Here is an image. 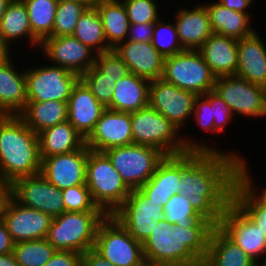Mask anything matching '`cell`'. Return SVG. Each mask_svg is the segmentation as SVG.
I'll return each instance as SVG.
<instances>
[{
  "label": "cell",
  "mask_w": 266,
  "mask_h": 266,
  "mask_svg": "<svg viewBox=\"0 0 266 266\" xmlns=\"http://www.w3.org/2000/svg\"><path fill=\"white\" fill-rule=\"evenodd\" d=\"M239 177V160L218 152L180 154V194L198 213L219 225L222 213L232 202Z\"/></svg>",
  "instance_id": "cell-1"
},
{
  "label": "cell",
  "mask_w": 266,
  "mask_h": 266,
  "mask_svg": "<svg viewBox=\"0 0 266 266\" xmlns=\"http://www.w3.org/2000/svg\"><path fill=\"white\" fill-rule=\"evenodd\" d=\"M131 132L133 144L156 148L165 156L180 155L193 151L223 153L236 157L239 161L244 157L239 150L230 148L229 151L221 149L219 145L214 146L213 140L209 143L210 140L207 141L202 137L204 141L201 138L200 141L198 134L195 138L190 137V134L187 136L184 132L181 133L163 114L149 105L131 113Z\"/></svg>",
  "instance_id": "cell-2"
},
{
  "label": "cell",
  "mask_w": 266,
  "mask_h": 266,
  "mask_svg": "<svg viewBox=\"0 0 266 266\" xmlns=\"http://www.w3.org/2000/svg\"><path fill=\"white\" fill-rule=\"evenodd\" d=\"M212 230L170 225L162 219L142 244L144 259L169 266H192L206 257Z\"/></svg>",
  "instance_id": "cell-3"
},
{
  "label": "cell",
  "mask_w": 266,
  "mask_h": 266,
  "mask_svg": "<svg viewBox=\"0 0 266 266\" xmlns=\"http://www.w3.org/2000/svg\"><path fill=\"white\" fill-rule=\"evenodd\" d=\"M40 170L38 134L18 115H10L0 127V181L12 184Z\"/></svg>",
  "instance_id": "cell-4"
},
{
  "label": "cell",
  "mask_w": 266,
  "mask_h": 266,
  "mask_svg": "<svg viewBox=\"0 0 266 266\" xmlns=\"http://www.w3.org/2000/svg\"><path fill=\"white\" fill-rule=\"evenodd\" d=\"M106 217L103 211L63 212L53 218L46 239L56 251L83 254L94 248L98 226Z\"/></svg>",
  "instance_id": "cell-5"
},
{
  "label": "cell",
  "mask_w": 266,
  "mask_h": 266,
  "mask_svg": "<svg viewBox=\"0 0 266 266\" xmlns=\"http://www.w3.org/2000/svg\"><path fill=\"white\" fill-rule=\"evenodd\" d=\"M86 185L95 204L107 216H111L131 192L108 156L90 149L86 163Z\"/></svg>",
  "instance_id": "cell-6"
},
{
  "label": "cell",
  "mask_w": 266,
  "mask_h": 266,
  "mask_svg": "<svg viewBox=\"0 0 266 266\" xmlns=\"http://www.w3.org/2000/svg\"><path fill=\"white\" fill-rule=\"evenodd\" d=\"M161 78L196 95L213 91L216 79L199 51L190 49L165 57Z\"/></svg>",
  "instance_id": "cell-7"
},
{
  "label": "cell",
  "mask_w": 266,
  "mask_h": 266,
  "mask_svg": "<svg viewBox=\"0 0 266 266\" xmlns=\"http://www.w3.org/2000/svg\"><path fill=\"white\" fill-rule=\"evenodd\" d=\"M104 153L131 190L143 186L165 158L158 149L140 144L113 147Z\"/></svg>",
  "instance_id": "cell-8"
},
{
  "label": "cell",
  "mask_w": 266,
  "mask_h": 266,
  "mask_svg": "<svg viewBox=\"0 0 266 266\" xmlns=\"http://www.w3.org/2000/svg\"><path fill=\"white\" fill-rule=\"evenodd\" d=\"M43 62L46 63L25 67L27 101H68L80 76L45 60Z\"/></svg>",
  "instance_id": "cell-9"
},
{
  "label": "cell",
  "mask_w": 266,
  "mask_h": 266,
  "mask_svg": "<svg viewBox=\"0 0 266 266\" xmlns=\"http://www.w3.org/2000/svg\"><path fill=\"white\" fill-rule=\"evenodd\" d=\"M93 249L113 266H138L145 261L142 244L112 216L99 224Z\"/></svg>",
  "instance_id": "cell-10"
},
{
  "label": "cell",
  "mask_w": 266,
  "mask_h": 266,
  "mask_svg": "<svg viewBox=\"0 0 266 266\" xmlns=\"http://www.w3.org/2000/svg\"><path fill=\"white\" fill-rule=\"evenodd\" d=\"M231 108L234 116L259 120L266 118V87L237 76L215 79L214 90Z\"/></svg>",
  "instance_id": "cell-11"
},
{
  "label": "cell",
  "mask_w": 266,
  "mask_h": 266,
  "mask_svg": "<svg viewBox=\"0 0 266 266\" xmlns=\"http://www.w3.org/2000/svg\"><path fill=\"white\" fill-rule=\"evenodd\" d=\"M164 207L147 198L139 189H132L124 203L111 215L139 243L143 244L158 222Z\"/></svg>",
  "instance_id": "cell-12"
},
{
  "label": "cell",
  "mask_w": 266,
  "mask_h": 266,
  "mask_svg": "<svg viewBox=\"0 0 266 266\" xmlns=\"http://www.w3.org/2000/svg\"><path fill=\"white\" fill-rule=\"evenodd\" d=\"M218 227L253 260L266 263V236L233 201L222 213Z\"/></svg>",
  "instance_id": "cell-13"
},
{
  "label": "cell",
  "mask_w": 266,
  "mask_h": 266,
  "mask_svg": "<svg viewBox=\"0 0 266 266\" xmlns=\"http://www.w3.org/2000/svg\"><path fill=\"white\" fill-rule=\"evenodd\" d=\"M196 94L178 88L162 78L150 81L149 106L163 114L180 132L191 121ZM184 127V128H183Z\"/></svg>",
  "instance_id": "cell-14"
},
{
  "label": "cell",
  "mask_w": 266,
  "mask_h": 266,
  "mask_svg": "<svg viewBox=\"0 0 266 266\" xmlns=\"http://www.w3.org/2000/svg\"><path fill=\"white\" fill-rule=\"evenodd\" d=\"M50 64L68 69L80 77L94 66L96 53L72 35L44 39L38 52Z\"/></svg>",
  "instance_id": "cell-15"
},
{
  "label": "cell",
  "mask_w": 266,
  "mask_h": 266,
  "mask_svg": "<svg viewBox=\"0 0 266 266\" xmlns=\"http://www.w3.org/2000/svg\"><path fill=\"white\" fill-rule=\"evenodd\" d=\"M11 195L19 203L48 214L52 218L65 212L62 190L51 184L40 173L16 179L11 184Z\"/></svg>",
  "instance_id": "cell-16"
},
{
  "label": "cell",
  "mask_w": 266,
  "mask_h": 266,
  "mask_svg": "<svg viewBox=\"0 0 266 266\" xmlns=\"http://www.w3.org/2000/svg\"><path fill=\"white\" fill-rule=\"evenodd\" d=\"M2 220L13 242L17 243L46 238L53 218L19 203L11 195L5 206Z\"/></svg>",
  "instance_id": "cell-17"
},
{
  "label": "cell",
  "mask_w": 266,
  "mask_h": 266,
  "mask_svg": "<svg viewBox=\"0 0 266 266\" xmlns=\"http://www.w3.org/2000/svg\"><path fill=\"white\" fill-rule=\"evenodd\" d=\"M88 151L89 148L84 145L71 153L41 159L40 174L60 190L86 184Z\"/></svg>",
  "instance_id": "cell-18"
},
{
  "label": "cell",
  "mask_w": 266,
  "mask_h": 266,
  "mask_svg": "<svg viewBox=\"0 0 266 266\" xmlns=\"http://www.w3.org/2000/svg\"><path fill=\"white\" fill-rule=\"evenodd\" d=\"M133 144L131 113L106 108L94 130L85 139V145L98 152Z\"/></svg>",
  "instance_id": "cell-19"
},
{
  "label": "cell",
  "mask_w": 266,
  "mask_h": 266,
  "mask_svg": "<svg viewBox=\"0 0 266 266\" xmlns=\"http://www.w3.org/2000/svg\"><path fill=\"white\" fill-rule=\"evenodd\" d=\"M114 50L126 63L130 73L149 81L162 77L164 56L160 54L151 42H135L125 40Z\"/></svg>",
  "instance_id": "cell-20"
},
{
  "label": "cell",
  "mask_w": 266,
  "mask_h": 266,
  "mask_svg": "<svg viewBox=\"0 0 266 266\" xmlns=\"http://www.w3.org/2000/svg\"><path fill=\"white\" fill-rule=\"evenodd\" d=\"M106 107L97 100L80 78L68 100V121L86 139L94 130Z\"/></svg>",
  "instance_id": "cell-21"
},
{
  "label": "cell",
  "mask_w": 266,
  "mask_h": 266,
  "mask_svg": "<svg viewBox=\"0 0 266 266\" xmlns=\"http://www.w3.org/2000/svg\"><path fill=\"white\" fill-rule=\"evenodd\" d=\"M196 4L191 8H178L173 16L178 38L184 49L198 50L213 33L205 5L203 2Z\"/></svg>",
  "instance_id": "cell-22"
},
{
  "label": "cell",
  "mask_w": 266,
  "mask_h": 266,
  "mask_svg": "<svg viewBox=\"0 0 266 266\" xmlns=\"http://www.w3.org/2000/svg\"><path fill=\"white\" fill-rule=\"evenodd\" d=\"M258 31L238 40V68L235 76L266 87V42Z\"/></svg>",
  "instance_id": "cell-23"
},
{
  "label": "cell",
  "mask_w": 266,
  "mask_h": 266,
  "mask_svg": "<svg viewBox=\"0 0 266 266\" xmlns=\"http://www.w3.org/2000/svg\"><path fill=\"white\" fill-rule=\"evenodd\" d=\"M238 40L212 33L198 49L211 72L220 76H235L238 68Z\"/></svg>",
  "instance_id": "cell-24"
},
{
  "label": "cell",
  "mask_w": 266,
  "mask_h": 266,
  "mask_svg": "<svg viewBox=\"0 0 266 266\" xmlns=\"http://www.w3.org/2000/svg\"><path fill=\"white\" fill-rule=\"evenodd\" d=\"M180 155L165 156L155 173L139 190L158 205H166L180 192Z\"/></svg>",
  "instance_id": "cell-25"
},
{
  "label": "cell",
  "mask_w": 266,
  "mask_h": 266,
  "mask_svg": "<svg viewBox=\"0 0 266 266\" xmlns=\"http://www.w3.org/2000/svg\"><path fill=\"white\" fill-rule=\"evenodd\" d=\"M13 59L0 64V108L18 115L27 103L26 75L24 64L20 70Z\"/></svg>",
  "instance_id": "cell-26"
},
{
  "label": "cell",
  "mask_w": 266,
  "mask_h": 266,
  "mask_svg": "<svg viewBox=\"0 0 266 266\" xmlns=\"http://www.w3.org/2000/svg\"><path fill=\"white\" fill-rule=\"evenodd\" d=\"M203 2L209 15L212 32L240 40L257 30L252 26L253 19L249 14L230 10L217 0Z\"/></svg>",
  "instance_id": "cell-27"
},
{
  "label": "cell",
  "mask_w": 266,
  "mask_h": 266,
  "mask_svg": "<svg viewBox=\"0 0 266 266\" xmlns=\"http://www.w3.org/2000/svg\"><path fill=\"white\" fill-rule=\"evenodd\" d=\"M0 37L13 49L18 47L15 44H22L23 40L28 41L27 49L31 48L29 51L37 49L35 51L38 52L37 47L40 44L33 38L28 10L23 0H12L8 4L0 23ZM18 41L21 42L15 43Z\"/></svg>",
  "instance_id": "cell-28"
},
{
  "label": "cell",
  "mask_w": 266,
  "mask_h": 266,
  "mask_svg": "<svg viewBox=\"0 0 266 266\" xmlns=\"http://www.w3.org/2000/svg\"><path fill=\"white\" fill-rule=\"evenodd\" d=\"M150 81L129 73L119 79L114 86L108 109L126 113L136 112L149 104Z\"/></svg>",
  "instance_id": "cell-29"
},
{
  "label": "cell",
  "mask_w": 266,
  "mask_h": 266,
  "mask_svg": "<svg viewBox=\"0 0 266 266\" xmlns=\"http://www.w3.org/2000/svg\"><path fill=\"white\" fill-rule=\"evenodd\" d=\"M40 158L67 154L81 149L85 138L67 120L38 133Z\"/></svg>",
  "instance_id": "cell-30"
},
{
  "label": "cell",
  "mask_w": 266,
  "mask_h": 266,
  "mask_svg": "<svg viewBox=\"0 0 266 266\" xmlns=\"http://www.w3.org/2000/svg\"><path fill=\"white\" fill-rule=\"evenodd\" d=\"M18 116L38 134L68 120V101H27Z\"/></svg>",
  "instance_id": "cell-31"
},
{
  "label": "cell",
  "mask_w": 266,
  "mask_h": 266,
  "mask_svg": "<svg viewBox=\"0 0 266 266\" xmlns=\"http://www.w3.org/2000/svg\"><path fill=\"white\" fill-rule=\"evenodd\" d=\"M206 258L214 266H256L258 264L218 226H215L210 234Z\"/></svg>",
  "instance_id": "cell-32"
},
{
  "label": "cell",
  "mask_w": 266,
  "mask_h": 266,
  "mask_svg": "<svg viewBox=\"0 0 266 266\" xmlns=\"http://www.w3.org/2000/svg\"><path fill=\"white\" fill-rule=\"evenodd\" d=\"M101 18L108 45L114 49L124 42L129 31V19L121 0H98L94 6Z\"/></svg>",
  "instance_id": "cell-33"
},
{
  "label": "cell",
  "mask_w": 266,
  "mask_h": 266,
  "mask_svg": "<svg viewBox=\"0 0 266 266\" xmlns=\"http://www.w3.org/2000/svg\"><path fill=\"white\" fill-rule=\"evenodd\" d=\"M164 207L163 219L170 225L190 228H214L215 225L196 211L190 200L180 193L172 195Z\"/></svg>",
  "instance_id": "cell-34"
},
{
  "label": "cell",
  "mask_w": 266,
  "mask_h": 266,
  "mask_svg": "<svg viewBox=\"0 0 266 266\" xmlns=\"http://www.w3.org/2000/svg\"><path fill=\"white\" fill-rule=\"evenodd\" d=\"M72 36L96 54L112 49L107 43L102 21L95 7L87 8L84 11Z\"/></svg>",
  "instance_id": "cell-35"
},
{
  "label": "cell",
  "mask_w": 266,
  "mask_h": 266,
  "mask_svg": "<svg viewBox=\"0 0 266 266\" xmlns=\"http://www.w3.org/2000/svg\"><path fill=\"white\" fill-rule=\"evenodd\" d=\"M29 14L33 38L40 44L52 37L57 0H23Z\"/></svg>",
  "instance_id": "cell-36"
},
{
  "label": "cell",
  "mask_w": 266,
  "mask_h": 266,
  "mask_svg": "<svg viewBox=\"0 0 266 266\" xmlns=\"http://www.w3.org/2000/svg\"><path fill=\"white\" fill-rule=\"evenodd\" d=\"M232 201L253 221L266 236V203H264L239 177L234 187Z\"/></svg>",
  "instance_id": "cell-37"
},
{
  "label": "cell",
  "mask_w": 266,
  "mask_h": 266,
  "mask_svg": "<svg viewBox=\"0 0 266 266\" xmlns=\"http://www.w3.org/2000/svg\"><path fill=\"white\" fill-rule=\"evenodd\" d=\"M56 252L46 238L14 243L13 255L19 266H44Z\"/></svg>",
  "instance_id": "cell-38"
},
{
  "label": "cell",
  "mask_w": 266,
  "mask_h": 266,
  "mask_svg": "<svg viewBox=\"0 0 266 266\" xmlns=\"http://www.w3.org/2000/svg\"><path fill=\"white\" fill-rule=\"evenodd\" d=\"M160 18L154 23L152 45L164 57L173 56L185 49L180 44L175 22L162 20Z\"/></svg>",
  "instance_id": "cell-39"
},
{
  "label": "cell",
  "mask_w": 266,
  "mask_h": 266,
  "mask_svg": "<svg viewBox=\"0 0 266 266\" xmlns=\"http://www.w3.org/2000/svg\"><path fill=\"white\" fill-rule=\"evenodd\" d=\"M87 7L72 1L58 2L52 36L72 35L78 20Z\"/></svg>",
  "instance_id": "cell-40"
},
{
  "label": "cell",
  "mask_w": 266,
  "mask_h": 266,
  "mask_svg": "<svg viewBox=\"0 0 266 266\" xmlns=\"http://www.w3.org/2000/svg\"><path fill=\"white\" fill-rule=\"evenodd\" d=\"M125 6L130 24L155 23L162 15L161 1L158 0H121Z\"/></svg>",
  "instance_id": "cell-41"
},
{
  "label": "cell",
  "mask_w": 266,
  "mask_h": 266,
  "mask_svg": "<svg viewBox=\"0 0 266 266\" xmlns=\"http://www.w3.org/2000/svg\"><path fill=\"white\" fill-rule=\"evenodd\" d=\"M80 78L90 88L97 100L106 108L111 104L116 83L114 78L102 74L95 66H92Z\"/></svg>",
  "instance_id": "cell-42"
},
{
  "label": "cell",
  "mask_w": 266,
  "mask_h": 266,
  "mask_svg": "<svg viewBox=\"0 0 266 266\" xmlns=\"http://www.w3.org/2000/svg\"><path fill=\"white\" fill-rule=\"evenodd\" d=\"M62 197L65 212L102 211L93 201L86 184L63 189Z\"/></svg>",
  "instance_id": "cell-43"
},
{
  "label": "cell",
  "mask_w": 266,
  "mask_h": 266,
  "mask_svg": "<svg viewBox=\"0 0 266 266\" xmlns=\"http://www.w3.org/2000/svg\"><path fill=\"white\" fill-rule=\"evenodd\" d=\"M94 66L102 74L114 78L116 82L130 73L126 63L114 49L96 54Z\"/></svg>",
  "instance_id": "cell-44"
},
{
  "label": "cell",
  "mask_w": 266,
  "mask_h": 266,
  "mask_svg": "<svg viewBox=\"0 0 266 266\" xmlns=\"http://www.w3.org/2000/svg\"><path fill=\"white\" fill-rule=\"evenodd\" d=\"M204 96L210 101L214 116V134L220 136L222 133H226L225 128H228L227 125L230 126L233 123L234 114L231 108L215 91L207 92Z\"/></svg>",
  "instance_id": "cell-45"
},
{
  "label": "cell",
  "mask_w": 266,
  "mask_h": 266,
  "mask_svg": "<svg viewBox=\"0 0 266 266\" xmlns=\"http://www.w3.org/2000/svg\"><path fill=\"white\" fill-rule=\"evenodd\" d=\"M196 122L199 130L207 132L208 135L214 134V116L212 113L210 101L204 95H197L194 101L191 122Z\"/></svg>",
  "instance_id": "cell-46"
},
{
  "label": "cell",
  "mask_w": 266,
  "mask_h": 266,
  "mask_svg": "<svg viewBox=\"0 0 266 266\" xmlns=\"http://www.w3.org/2000/svg\"><path fill=\"white\" fill-rule=\"evenodd\" d=\"M246 158V159H245ZM246 155H244V157L239 161V178L264 202L266 203V186H260V182L257 183V181L255 180V177L259 178L258 175L254 176L251 173V169L249 166L251 165L250 163H248L247 161ZM249 164V165H248ZM252 174V175H251ZM254 177V179H253ZM256 181V182H255ZM258 185H257V184ZM258 186V187H257Z\"/></svg>",
  "instance_id": "cell-47"
},
{
  "label": "cell",
  "mask_w": 266,
  "mask_h": 266,
  "mask_svg": "<svg viewBox=\"0 0 266 266\" xmlns=\"http://www.w3.org/2000/svg\"><path fill=\"white\" fill-rule=\"evenodd\" d=\"M154 23L130 24L126 40L152 42Z\"/></svg>",
  "instance_id": "cell-48"
},
{
  "label": "cell",
  "mask_w": 266,
  "mask_h": 266,
  "mask_svg": "<svg viewBox=\"0 0 266 266\" xmlns=\"http://www.w3.org/2000/svg\"><path fill=\"white\" fill-rule=\"evenodd\" d=\"M81 258L75 251H56L44 266H81Z\"/></svg>",
  "instance_id": "cell-49"
},
{
  "label": "cell",
  "mask_w": 266,
  "mask_h": 266,
  "mask_svg": "<svg viewBox=\"0 0 266 266\" xmlns=\"http://www.w3.org/2000/svg\"><path fill=\"white\" fill-rule=\"evenodd\" d=\"M81 266H113L107 259L99 255L94 249L82 254Z\"/></svg>",
  "instance_id": "cell-50"
},
{
  "label": "cell",
  "mask_w": 266,
  "mask_h": 266,
  "mask_svg": "<svg viewBox=\"0 0 266 266\" xmlns=\"http://www.w3.org/2000/svg\"><path fill=\"white\" fill-rule=\"evenodd\" d=\"M220 4L224 5L225 7L229 8L230 10L247 13L251 17L254 16L251 14L250 7L253 9V5L255 4L256 0H217ZM254 3V4H253ZM250 10V12L248 11Z\"/></svg>",
  "instance_id": "cell-51"
},
{
  "label": "cell",
  "mask_w": 266,
  "mask_h": 266,
  "mask_svg": "<svg viewBox=\"0 0 266 266\" xmlns=\"http://www.w3.org/2000/svg\"><path fill=\"white\" fill-rule=\"evenodd\" d=\"M14 242L3 220H0V255L12 253Z\"/></svg>",
  "instance_id": "cell-52"
},
{
  "label": "cell",
  "mask_w": 266,
  "mask_h": 266,
  "mask_svg": "<svg viewBox=\"0 0 266 266\" xmlns=\"http://www.w3.org/2000/svg\"><path fill=\"white\" fill-rule=\"evenodd\" d=\"M11 196V184L0 181V220L3 219L5 206Z\"/></svg>",
  "instance_id": "cell-53"
},
{
  "label": "cell",
  "mask_w": 266,
  "mask_h": 266,
  "mask_svg": "<svg viewBox=\"0 0 266 266\" xmlns=\"http://www.w3.org/2000/svg\"><path fill=\"white\" fill-rule=\"evenodd\" d=\"M13 48H11L1 37H0V64L5 63L15 55L13 54Z\"/></svg>",
  "instance_id": "cell-54"
},
{
  "label": "cell",
  "mask_w": 266,
  "mask_h": 266,
  "mask_svg": "<svg viewBox=\"0 0 266 266\" xmlns=\"http://www.w3.org/2000/svg\"><path fill=\"white\" fill-rule=\"evenodd\" d=\"M0 266H19L13 253L0 255Z\"/></svg>",
  "instance_id": "cell-55"
},
{
  "label": "cell",
  "mask_w": 266,
  "mask_h": 266,
  "mask_svg": "<svg viewBox=\"0 0 266 266\" xmlns=\"http://www.w3.org/2000/svg\"><path fill=\"white\" fill-rule=\"evenodd\" d=\"M58 2L72 1L84 4L87 8L94 7L98 0H57Z\"/></svg>",
  "instance_id": "cell-56"
},
{
  "label": "cell",
  "mask_w": 266,
  "mask_h": 266,
  "mask_svg": "<svg viewBox=\"0 0 266 266\" xmlns=\"http://www.w3.org/2000/svg\"><path fill=\"white\" fill-rule=\"evenodd\" d=\"M12 0H0V23L1 20L5 14V11L7 9L8 4L11 2Z\"/></svg>",
  "instance_id": "cell-57"
},
{
  "label": "cell",
  "mask_w": 266,
  "mask_h": 266,
  "mask_svg": "<svg viewBox=\"0 0 266 266\" xmlns=\"http://www.w3.org/2000/svg\"><path fill=\"white\" fill-rule=\"evenodd\" d=\"M192 266H214L206 257L199 258Z\"/></svg>",
  "instance_id": "cell-58"
},
{
  "label": "cell",
  "mask_w": 266,
  "mask_h": 266,
  "mask_svg": "<svg viewBox=\"0 0 266 266\" xmlns=\"http://www.w3.org/2000/svg\"><path fill=\"white\" fill-rule=\"evenodd\" d=\"M9 116L10 114L8 112H6L3 108H0V127Z\"/></svg>",
  "instance_id": "cell-59"
},
{
  "label": "cell",
  "mask_w": 266,
  "mask_h": 266,
  "mask_svg": "<svg viewBox=\"0 0 266 266\" xmlns=\"http://www.w3.org/2000/svg\"><path fill=\"white\" fill-rule=\"evenodd\" d=\"M138 266H169V265L152 263L150 261L145 260L141 264H139Z\"/></svg>",
  "instance_id": "cell-60"
},
{
  "label": "cell",
  "mask_w": 266,
  "mask_h": 266,
  "mask_svg": "<svg viewBox=\"0 0 266 266\" xmlns=\"http://www.w3.org/2000/svg\"><path fill=\"white\" fill-rule=\"evenodd\" d=\"M256 266H266V263H258Z\"/></svg>",
  "instance_id": "cell-61"
}]
</instances>
